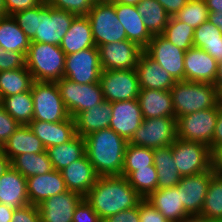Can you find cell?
Masks as SVG:
<instances>
[{
    "mask_svg": "<svg viewBox=\"0 0 222 222\" xmlns=\"http://www.w3.org/2000/svg\"><path fill=\"white\" fill-rule=\"evenodd\" d=\"M84 198L102 221L118 212L136 207L143 199L123 176H98Z\"/></svg>",
    "mask_w": 222,
    "mask_h": 222,
    "instance_id": "obj_1",
    "label": "cell"
},
{
    "mask_svg": "<svg viewBox=\"0 0 222 222\" xmlns=\"http://www.w3.org/2000/svg\"><path fill=\"white\" fill-rule=\"evenodd\" d=\"M85 139L86 154L98 176H121L127 140L110 127L93 132Z\"/></svg>",
    "mask_w": 222,
    "mask_h": 222,
    "instance_id": "obj_2",
    "label": "cell"
},
{
    "mask_svg": "<svg viewBox=\"0 0 222 222\" xmlns=\"http://www.w3.org/2000/svg\"><path fill=\"white\" fill-rule=\"evenodd\" d=\"M175 118L215 107L220 97L213 84L178 81L170 89Z\"/></svg>",
    "mask_w": 222,
    "mask_h": 222,
    "instance_id": "obj_3",
    "label": "cell"
},
{
    "mask_svg": "<svg viewBox=\"0 0 222 222\" xmlns=\"http://www.w3.org/2000/svg\"><path fill=\"white\" fill-rule=\"evenodd\" d=\"M25 58L34 81L56 82L63 78L65 52L60 46L30 42Z\"/></svg>",
    "mask_w": 222,
    "mask_h": 222,
    "instance_id": "obj_4",
    "label": "cell"
},
{
    "mask_svg": "<svg viewBox=\"0 0 222 222\" xmlns=\"http://www.w3.org/2000/svg\"><path fill=\"white\" fill-rule=\"evenodd\" d=\"M86 16L90 21L96 47L127 39L125 29L117 17L114 2L111 0H97Z\"/></svg>",
    "mask_w": 222,
    "mask_h": 222,
    "instance_id": "obj_5",
    "label": "cell"
},
{
    "mask_svg": "<svg viewBox=\"0 0 222 222\" xmlns=\"http://www.w3.org/2000/svg\"><path fill=\"white\" fill-rule=\"evenodd\" d=\"M30 91L34 103L32 121L54 123L70 117L56 82L34 81Z\"/></svg>",
    "mask_w": 222,
    "mask_h": 222,
    "instance_id": "obj_6",
    "label": "cell"
},
{
    "mask_svg": "<svg viewBox=\"0 0 222 222\" xmlns=\"http://www.w3.org/2000/svg\"><path fill=\"white\" fill-rule=\"evenodd\" d=\"M77 15L52 7L46 0L38 5L37 31L31 42L60 46Z\"/></svg>",
    "mask_w": 222,
    "mask_h": 222,
    "instance_id": "obj_7",
    "label": "cell"
},
{
    "mask_svg": "<svg viewBox=\"0 0 222 222\" xmlns=\"http://www.w3.org/2000/svg\"><path fill=\"white\" fill-rule=\"evenodd\" d=\"M172 154L181 177L203 173L213 166V154L200 142L177 138L172 144Z\"/></svg>",
    "mask_w": 222,
    "mask_h": 222,
    "instance_id": "obj_8",
    "label": "cell"
},
{
    "mask_svg": "<svg viewBox=\"0 0 222 222\" xmlns=\"http://www.w3.org/2000/svg\"><path fill=\"white\" fill-rule=\"evenodd\" d=\"M61 98L70 117L94 108L104 100L100 83L79 84L65 77L56 81Z\"/></svg>",
    "mask_w": 222,
    "mask_h": 222,
    "instance_id": "obj_9",
    "label": "cell"
},
{
    "mask_svg": "<svg viewBox=\"0 0 222 222\" xmlns=\"http://www.w3.org/2000/svg\"><path fill=\"white\" fill-rule=\"evenodd\" d=\"M218 112L219 103L215 107L178 117L176 119L177 138L200 142L209 147L212 143Z\"/></svg>",
    "mask_w": 222,
    "mask_h": 222,
    "instance_id": "obj_10",
    "label": "cell"
},
{
    "mask_svg": "<svg viewBox=\"0 0 222 222\" xmlns=\"http://www.w3.org/2000/svg\"><path fill=\"white\" fill-rule=\"evenodd\" d=\"M177 139L175 117H159L143 119L129 141L132 145L151 149L166 147Z\"/></svg>",
    "mask_w": 222,
    "mask_h": 222,
    "instance_id": "obj_11",
    "label": "cell"
},
{
    "mask_svg": "<svg viewBox=\"0 0 222 222\" xmlns=\"http://www.w3.org/2000/svg\"><path fill=\"white\" fill-rule=\"evenodd\" d=\"M99 83L104 100L110 103L137 99L140 92L136 69L102 70Z\"/></svg>",
    "mask_w": 222,
    "mask_h": 222,
    "instance_id": "obj_12",
    "label": "cell"
},
{
    "mask_svg": "<svg viewBox=\"0 0 222 222\" xmlns=\"http://www.w3.org/2000/svg\"><path fill=\"white\" fill-rule=\"evenodd\" d=\"M101 73L98 47L65 55L63 77L79 84H93L99 82Z\"/></svg>",
    "mask_w": 222,
    "mask_h": 222,
    "instance_id": "obj_13",
    "label": "cell"
},
{
    "mask_svg": "<svg viewBox=\"0 0 222 222\" xmlns=\"http://www.w3.org/2000/svg\"><path fill=\"white\" fill-rule=\"evenodd\" d=\"M144 52L171 74L176 82L185 80V51L173 45L161 34L153 35Z\"/></svg>",
    "mask_w": 222,
    "mask_h": 222,
    "instance_id": "obj_14",
    "label": "cell"
},
{
    "mask_svg": "<svg viewBox=\"0 0 222 222\" xmlns=\"http://www.w3.org/2000/svg\"><path fill=\"white\" fill-rule=\"evenodd\" d=\"M102 70H133L144 51L128 39L98 46Z\"/></svg>",
    "mask_w": 222,
    "mask_h": 222,
    "instance_id": "obj_15",
    "label": "cell"
},
{
    "mask_svg": "<svg viewBox=\"0 0 222 222\" xmlns=\"http://www.w3.org/2000/svg\"><path fill=\"white\" fill-rule=\"evenodd\" d=\"M215 173L214 166L208 171L182 177L175 186L184 204L185 210L191 216H200L209 183Z\"/></svg>",
    "mask_w": 222,
    "mask_h": 222,
    "instance_id": "obj_16",
    "label": "cell"
},
{
    "mask_svg": "<svg viewBox=\"0 0 222 222\" xmlns=\"http://www.w3.org/2000/svg\"><path fill=\"white\" fill-rule=\"evenodd\" d=\"M111 107L109 127L129 142L143 121L138 99L112 102Z\"/></svg>",
    "mask_w": 222,
    "mask_h": 222,
    "instance_id": "obj_17",
    "label": "cell"
},
{
    "mask_svg": "<svg viewBox=\"0 0 222 222\" xmlns=\"http://www.w3.org/2000/svg\"><path fill=\"white\" fill-rule=\"evenodd\" d=\"M84 197L74 191H66L45 199L37 207L41 222H72L76 206Z\"/></svg>",
    "mask_w": 222,
    "mask_h": 222,
    "instance_id": "obj_18",
    "label": "cell"
},
{
    "mask_svg": "<svg viewBox=\"0 0 222 222\" xmlns=\"http://www.w3.org/2000/svg\"><path fill=\"white\" fill-rule=\"evenodd\" d=\"M218 62L205 50L192 47L185 51V81L213 84Z\"/></svg>",
    "mask_w": 222,
    "mask_h": 222,
    "instance_id": "obj_19",
    "label": "cell"
},
{
    "mask_svg": "<svg viewBox=\"0 0 222 222\" xmlns=\"http://www.w3.org/2000/svg\"><path fill=\"white\" fill-rule=\"evenodd\" d=\"M29 203L38 206L45 199L67 190L61 171L52 170L44 175L26 178Z\"/></svg>",
    "mask_w": 222,
    "mask_h": 222,
    "instance_id": "obj_20",
    "label": "cell"
},
{
    "mask_svg": "<svg viewBox=\"0 0 222 222\" xmlns=\"http://www.w3.org/2000/svg\"><path fill=\"white\" fill-rule=\"evenodd\" d=\"M136 71L140 89L170 91L176 81L161 65L150 58L144 51L141 53Z\"/></svg>",
    "mask_w": 222,
    "mask_h": 222,
    "instance_id": "obj_21",
    "label": "cell"
},
{
    "mask_svg": "<svg viewBox=\"0 0 222 222\" xmlns=\"http://www.w3.org/2000/svg\"><path fill=\"white\" fill-rule=\"evenodd\" d=\"M61 173L67 190L79 193L83 197L94 186L98 178L86 153L61 170Z\"/></svg>",
    "mask_w": 222,
    "mask_h": 222,
    "instance_id": "obj_22",
    "label": "cell"
},
{
    "mask_svg": "<svg viewBox=\"0 0 222 222\" xmlns=\"http://www.w3.org/2000/svg\"><path fill=\"white\" fill-rule=\"evenodd\" d=\"M28 126L41 140L44 147L61 145L71 140L76 135L74 118L69 117L61 122L31 121Z\"/></svg>",
    "mask_w": 222,
    "mask_h": 222,
    "instance_id": "obj_23",
    "label": "cell"
},
{
    "mask_svg": "<svg viewBox=\"0 0 222 222\" xmlns=\"http://www.w3.org/2000/svg\"><path fill=\"white\" fill-rule=\"evenodd\" d=\"M0 203L13 209L30 204L26 178L12 166L0 178Z\"/></svg>",
    "mask_w": 222,
    "mask_h": 222,
    "instance_id": "obj_24",
    "label": "cell"
},
{
    "mask_svg": "<svg viewBox=\"0 0 222 222\" xmlns=\"http://www.w3.org/2000/svg\"><path fill=\"white\" fill-rule=\"evenodd\" d=\"M119 22L125 29L127 39L145 48L153 35L147 30L136 5L114 3Z\"/></svg>",
    "mask_w": 222,
    "mask_h": 222,
    "instance_id": "obj_25",
    "label": "cell"
},
{
    "mask_svg": "<svg viewBox=\"0 0 222 222\" xmlns=\"http://www.w3.org/2000/svg\"><path fill=\"white\" fill-rule=\"evenodd\" d=\"M146 200L171 222H182L191 216L185 210L176 187L157 189Z\"/></svg>",
    "mask_w": 222,
    "mask_h": 222,
    "instance_id": "obj_26",
    "label": "cell"
},
{
    "mask_svg": "<svg viewBox=\"0 0 222 222\" xmlns=\"http://www.w3.org/2000/svg\"><path fill=\"white\" fill-rule=\"evenodd\" d=\"M137 99L143 119L175 117L170 91L140 89Z\"/></svg>",
    "mask_w": 222,
    "mask_h": 222,
    "instance_id": "obj_27",
    "label": "cell"
},
{
    "mask_svg": "<svg viewBox=\"0 0 222 222\" xmlns=\"http://www.w3.org/2000/svg\"><path fill=\"white\" fill-rule=\"evenodd\" d=\"M91 47H96V45L90 21L86 15L76 16L63 37L60 48L65 52V55H70Z\"/></svg>",
    "mask_w": 222,
    "mask_h": 222,
    "instance_id": "obj_28",
    "label": "cell"
},
{
    "mask_svg": "<svg viewBox=\"0 0 222 222\" xmlns=\"http://www.w3.org/2000/svg\"><path fill=\"white\" fill-rule=\"evenodd\" d=\"M111 117L112 107L108 101H103L94 108L80 112L74 118L76 134L84 138L93 132L109 128Z\"/></svg>",
    "mask_w": 222,
    "mask_h": 222,
    "instance_id": "obj_29",
    "label": "cell"
},
{
    "mask_svg": "<svg viewBox=\"0 0 222 222\" xmlns=\"http://www.w3.org/2000/svg\"><path fill=\"white\" fill-rule=\"evenodd\" d=\"M0 149L11 161L24 153H42L46 150L28 125H20Z\"/></svg>",
    "mask_w": 222,
    "mask_h": 222,
    "instance_id": "obj_30",
    "label": "cell"
},
{
    "mask_svg": "<svg viewBox=\"0 0 222 222\" xmlns=\"http://www.w3.org/2000/svg\"><path fill=\"white\" fill-rule=\"evenodd\" d=\"M154 166L158 174L157 189L175 187L182 178L172 154V144L153 149Z\"/></svg>",
    "mask_w": 222,
    "mask_h": 222,
    "instance_id": "obj_31",
    "label": "cell"
},
{
    "mask_svg": "<svg viewBox=\"0 0 222 222\" xmlns=\"http://www.w3.org/2000/svg\"><path fill=\"white\" fill-rule=\"evenodd\" d=\"M54 170L61 171L85 153V139L75 135L71 140L46 149Z\"/></svg>",
    "mask_w": 222,
    "mask_h": 222,
    "instance_id": "obj_32",
    "label": "cell"
},
{
    "mask_svg": "<svg viewBox=\"0 0 222 222\" xmlns=\"http://www.w3.org/2000/svg\"><path fill=\"white\" fill-rule=\"evenodd\" d=\"M30 42L12 16H3L0 20V46L3 49L26 55Z\"/></svg>",
    "mask_w": 222,
    "mask_h": 222,
    "instance_id": "obj_33",
    "label": "cell"
},
{
    "mask_svg": "<svg viewBox=\"0 0 222 222\" xmlns=\"http://www.w3.org/2000/svg\"><path fill=\"white\" fill-rule=\"evenodd\" d=\"M194 47L205 50L217 62L222 61V31L208 20L194 29Z\"/></svg>",
    "mask_w": 222,
    "mask_h": 222,
    "instance_id": "obj_34",
    "label": "cell"
},
{
    "mask_svg": "<svg viewBox=\"0 0 222 222\" xmlns=\"http://www.w3.org/2000/svg\"><path fill=\"white\" fill-rule=\"evenodd\" d=\"M136 8L143 18L144 25L152 35H160L164 32L170 16L157 0H141Z\"/></svg>",
    "mask_w": 222,
    "mask_h": 222,
    "instance_id": "obj_35",
    "label": "cell"
},
{
    "mask_svg": "<svg viewBox=\"0 0 222 222\" xmlns=\"http://www.w3.org/2000/svg\"><path fill=\"white\" fill-rule=\"evenodd\" d=\"M34 82L32 74L25 67L0 71L1 98L30 91Z\"/></svg>",
    "mask_w": 222,
    "mask_h": 222,
    "instance_id": "obj_36",
    "label": "cell"
},
{
    "mask_svg": "<svg viewBox=\"0 0 222 222\" xmlns=\"http://www.w3.org/2000/svg\"><path fill=\"white\" fill-rule=\"evenodd\" d=\"M11 166L25 178L44 175L53 170L46 150L42 153H24L11 161Z\"/></svg>",
    "mask_w": 222,
    "mask_h": 222,
    "instance_id": "obj_37",
    "label": "cell"
},
{
    "mask_svg": "<svg viewBox=\"0 0 222 222\" xmlns=\"http://www.w3.org/2000/svg\"><path fill=\"white\" fill-rule=\"evenodd\" d=\"M1 105L20 125H28L33 119L34 103L31 91L3 97Z\"/></svg>",
    "mask_w": 222,
    "mask_h": 222,
    "instance_id": "obj_38",
    "label": "cell"
},
{
    "mask_svg": "<svg viewBox=\"0 0 222 222\" xmlns=\"http://www.w3.org/2000/svg\"><path fill=\"white\" fill-rule=\"evenodd\" d=\"M200 217L222 222V174L215 172L209 183Z\"/></svg>",
    "mask_w": 222,
    "mask_h": 222,
    "instance_id": "obj_39",
    "label": "cell"
},
{
    "mask_svg": "<svg viewBox=\"0 0 222 222\" xmlns=\"http://www.w3.org/2000/svg\"><path fill=\"white\" fill-rule=\"evenodd\" d=\"M154 165L153 149L127 144L121 176L127 177L138 168H150Z\"/></svg>",
    "mask_w": 222,
    "mask_h": 222,
    "instance_id": "obj_40",
    "label": "cell"
},
{
    "mask_svg": "<svg viewBox=\"0 0 222 222\" xmlns=\"http://www.w3.org/2000/svg\"><path fill=\"white\" fill-rule=\"evenodd\" d=\"M161 35L184 51L194 47V29L186 23L177 20L174 16L170 17Z\"/></svg>",
    "mask_w": 222,
    "mask_h": 222,
    "instance_id": "obj_41",
    "label": "cell"
},
{
    "mask_svg": "<svg viewBox=\"0 0 222 222\" xmlns=\"http://www.w3.org/2000/svg\"><path fill=\"white\" fill-rule=\"evenodd\" d=\"M126 178L130 186L143 199H146L152 192L157 190L158 174L154 165L150 166V168H138Z\"/></svg>",
    "mask_w": 222,
    "mask_h": 222,
    "instance_id": "obj_42",
    "label": "cell"
},
{
    "mask_svg": "<svg viewBox=\"0 0 222 222\" xmlns=\"http://www.w3.org/2000/svg\"><path fill=\"white\" fill-rule=\"evenodd\" d=\"M174 17L196 29L208 20L209 10L205 0H188L186 5Z\"/></svg>",
    "mask_w": 222,
    "mask_h": 222,
    "instance_id": "obj_43",
    "label": "cell"
},
{
    "mask_svg": "<svg viewBox=\"0 0 222 222\" xmlns=\"http://www.w3.org/2000/svg\"><path fill=\"white\" fill-rule=\"evenodd\" d=\"M11 16L14 18L21 30L31 41L35 37L36 31L38 30V6L31 9L19 11Z\"/></svg>",
    "mask_w": 222,
    "mask_h": 222,
    "instance_id": "obj_44",
    "label": "cell"
},
{
    "mask_svg": "<svg viewBox=\"0 0 222 222\" xmlns=\"http://www.w3.org/2000/svg\"><path fill=\"white\" fill-rule=\"evenodd\" d=\"M52 7L77 16L87 15L97 0H46Z\"/></svg>",
    "mask_w": 222,
    "mask_h": 222,
    "instance_id": "obj_45",
    "label": "cell"
},
{
    "mask_svg": "<svg viewBox=\"0 0 222 222\" xmlns=\"http://www.w3.org/2000/svg\"><path fill=\"white\" fill-rule=\"evenodd\" d=\"M24 53L6 51L0 46V71L21 69L26 66Z\"/></svg>",
    "mask_w": 222,
    "mask_h": 222,
    "instance_id": "obj_46",
    "label": "cell"
},
{
    "mask_svg": "<svg viewBox=\"0 0 222 222\" xmlns=\"http://www.w3.org/2000/svg\"><path fill=\"white\" fill-rule=\"evenodd\" d=\"M72 222H103L92 205L83 198L76 206Z\"/></svg>",
    "mask_w": 222,
    "mask_h": 222,
    "instance_id": "obj_47",
    "label": "cell"
},
{
    "mask_svg": "<svg viewBox=\"0 0 222 222\" xmlns=\"http://www.w3.org/2000/svg\"><path fill=\"white\" fill-rule=\"evenodd\" d=\"M19 126L20 124L0 105V148Z\"/></svg>",
    "mask_w": 222,
    "mask_h": 222,
    "instance_id": "obj_48",
    "label": "cell"
},
{
    "mask_svg": "<svg viewBox=\"0 0 222 222\" xmlns=\"http://www.w3.org/2000/svg\"><path fill=\"white\" fill-rule=\"evenodd\" d=\"M139 216L140 222H171L146 199L139 202Z\"/></svg>",
    "mask_w": 222,
    "mask_h": 222,
    "instance_id": "obj_49",
    "label": "cell"
},
{
    "mask_svg": "<svg viewBox=\"0 0 222 222\" xmlns=\"http://www.w3.org/2000/svg\"><path fill=\"white\" fill-rule=\"evenodd\" d=\"M11 222H41L38 207L29 204L27 206L15 209Z\"/></svg>",
    "mask_w": 222,
    "mask_h": 222,
    "instance_id": "obj_50",
    "label": "cell"
},
{
    "mask_svg": "<svg viewBox=\"0 0 222 222\" xmlns=\"http://www.w3.org/2000/svg\"><path fill=\"white\" fill-rule=\"evenodd\" d=\"M44 0H4L5 14L11 16L19 11L34 8Z\"/></svg>",
    "mask_w": 222,
    "mask_h": 222,
    "instance_id": "obj_51",
    "label": "cell"
},
{
    "mask_svg": "<svg viewBox=\"0 0 222 222\" xmlns=\"http://www.w3.org/2000/svg\"><path fill=\"white\" fill-rule=\"evenodd\" d=\"M103 222H140L139 204L136 207L123 210L107 217Z\"/></svg>",
    "mask_w": 222,
    "mask_h": 222,
    "instance_id": "obj_52",
    "label": "cell"
},
{
    "mask_svg": "<svg viewBox=\"0 0 222 222\" xmlns=\"http://www.w3.org/2000/svg\"><path fill=\"white\" fill-rule=\"evenodd\" d=\"M221 147H222V100L219 102L218 118L216 121L212 143L209 146V149L211 153L214 154Z\"/></svg>",
    "mask_w": 222,
    "mask_h": 222,
    "instance_id": "obj_53",
    "label": "cell"
},
{
    "mask_svg": "<svg viewBox=\"0 0 222 222\" xmlns=\"http://www.w3.org/2000/svg\"><path fill=\"white\" fill-rule=\"evenodd\" d=\"M165 9L166 13L175 16L188 2V0H157Z\"/></svg>",
    "mask_w": 222,
    "mask_h": 222,
    "instance_id": "obj_54",
    "label": "cell"
},
{
    "mask_svg": "<svg viewBox=\"0 0 222 222\" xmlns=\"http://www.w3.org/2000/svg\"><path fill=\"white\" fill-rule=\"evenodd\" d=\"M213 85L216 88L220 99L222 100V61L218 62L216 78L214 80Z\"/></svg>",
    "mask_w": 222,
    "mask_h": 222,
    "instance_id": "obj_55",
    "label": "cell"
},
{
    "mask_svg": "<svg viewBox=\"0 0 222 222\" xmlns=\"http://www.w3.org/2000/svg\"><path fill=\"white\" fill-rule=\"evenodd\" d=\"M15 209L0 203V222H11Z\"/></svg>",
    "mask_w": 222,
    "mask_h": 222,
    "instance_id": "obj_56",
    "label": "cell"
},
{
    "mask_svg": "<svg viewBox=\"0 0 222 222\" xmlns=\"http://www.w3.org/2000/svg\"><path fill=\"white\" fill-rule=\"evenodd\" d=\"M213 166L215 172L222 174V147L213 154Z\"/></svg>",
    "mask_w": 222,
    "mask_h": 222,
    "instance_id": "obj_57",
    "label": "cell"
},
{
    "mask_svg": "<svg viewBox=\"0 0 222 222\" xmlns=\"http://www.w3.org/2000/svg\"><path fill=\"white\" fill-rule=\"evenodd\" d=\"M11 167V160L0 149V178Z\"/></svg>",
    "mask_w": 222,
    "mask_h": 222,
    "instance_id": "obj_58",
    "label": "cell"
},
{
    "mask_svg": "<svg viewBox=\"0 0 222 222\" xmlns=\"http://www.w3.org/2000/svg\"><path fill=\"white\" fill-rule=\"evenodd\" d=\"M208 21L214 24L222 31V12L209 13Z\"/></svg>",
    "mask_w": 222,
    "mask_h": 222,
    "instance_id": "obj_59",
    "label": "cell"
},
{
    "mask_svg": "<svg viewBox=\"0 0 222 222\" xmlns=\"http://www.w3.org/2000/svg\"><path fill=\"white\" fill-rule=\"evenodd\" d=\"M209 13L222 12V0H205Z\"/></svg>",
    "mask_w": 222,
    "mask_h": 222,
    "instance_id": "obj_60",
    "label": "cell"
},
{
    "mask_svg": "<svg viewBox=\"0 0 222 222\" xmlns=\"http://www.w3.org/2000/svg\"><path fill=\"white\" fill-rule=\"evenodd\" d=\"M182 222H218V221H211L208 219H204L200 216H190L186 218L185 220H183Z\"/></svg>",
    "mask_w": 222,
    "mask_h": 222,
    "instance_id": "obj_61",
    "label": "cell"
},
{
    "mask_svg": "<svg viewBox=\"0 0 222 222\" xmlns=\"http://www.w3.org/2000/svg\"><path fill=\"white\" fill-rule=\"evenodd\" d=\"M114 3L126 4V5H138L141 0H111Z\"/></svg>",
    "mask_w": 222,
    "mask_h": 222,
    "instance_id": "obj_62",
    "label": "cell"
},
{
    "mask_svg": "<svg viewBox=\"0 0 222 222\" xmlns=\"http://www.w3.org/2000/svg\"><path fill=\"white\" fill-rule=\"evenodd\" d=\"M0 13H5L4 0H0Z\"/></svg>",
    "mask_w": 222,
    "mask_h": 222,
    "instance_id": "obj_63",
    "label": "cell"
},
{
    "mask_svg": "<svg viewBox=\"0 0 222 222\" xmlns=\"http://www.w3.org/2000/svg\"><path fill=\"white\" fill-rule=\"evenodd\" d=\"M5 13H0V20L3 18V16H5Z\"/></svg>",
    "mask_w": 222,
    "mask_h": 222,
    "instance_id": "obj_64",
    "label": "cell"
},
{
    "mask_svg": "<svg viewBox=\"0 0 222 222\" xmlns=\"http://www.w3.org/2000/svg\"><path fill=\"white\" fill-rule=\"evenodd\" d=\"M2 104V98H1V95H0V105Z\"/></svg>",
    "mask_w": 222,
    "mask_h": 222,
    "instance_id": "obj_65",
    "label": "cell"
}]
</instances>
